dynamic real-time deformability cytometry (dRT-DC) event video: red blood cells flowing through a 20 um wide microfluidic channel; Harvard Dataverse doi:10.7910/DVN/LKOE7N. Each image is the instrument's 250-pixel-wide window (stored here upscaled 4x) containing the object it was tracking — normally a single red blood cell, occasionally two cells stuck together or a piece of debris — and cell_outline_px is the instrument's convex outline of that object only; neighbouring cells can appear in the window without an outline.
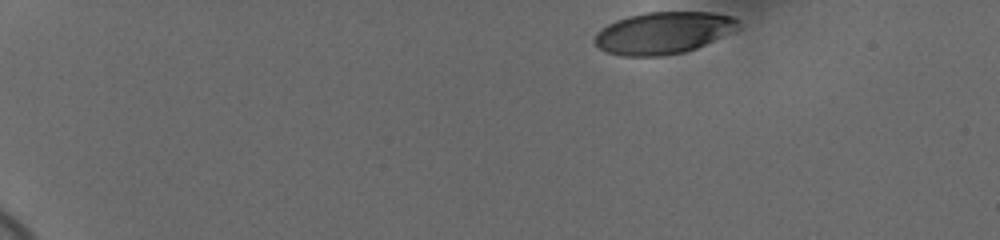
{"species": "human", "species_latin": "Homo sapiens", "temperature_condition": "cold", "stored_images_in_passage": 42, "camera_frame_rate_fps": 3000, "um_per_image_px": 0.085, "donor": {"sex": "female"}, "frame": {"image": 1, "passage_image": 1, "time_ms": 0.0, "image_size_px": [1000, 240], "cell_outline_px": [[736, 28], [696, 48], [684, 52], [660, 56], [624, 56], [608, 52], [600, 48], [592, 40], [596, 32], [608, 24], [616, 20], [628, 16], [644, 12], [712, 12], [732, 16], [736, 20]], "centroid_in_image_um": [56.29, 2.79], "position_along_channel_um": 28.7, "area_um2": 34.56}}
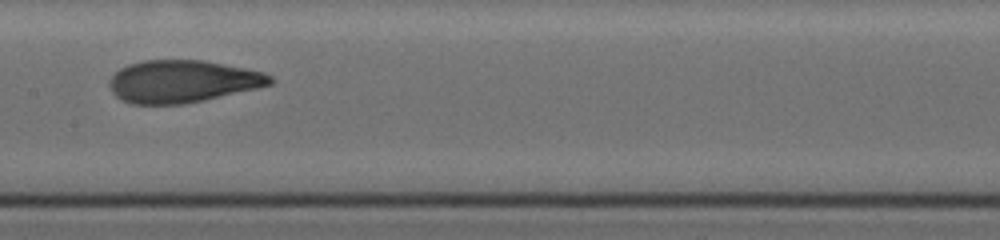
{"frame": {"image": 2, "passage_image": 24, "time_ms": 7.667, "image_size_px": [1000, 240], "cell_outline_px": [[276, 80], [272, 84], [256, 88], [204, 100], [184, 104], [132, 104], [120, 100], [112, 92], [108, 84], [108, 80], [120, 68], [128, 64], [144, 60], [204, 60], [264, 72], [272, 76]], "centroid_in_image_um": [15.49, 6.92], "position_along_channel_um": 191.9, "area_um2": 39.82}}
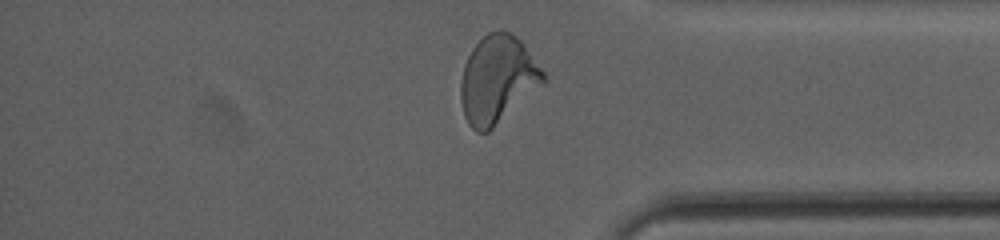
{"frame": {"image": 3, "passage_image": 41, "time_ms": 13.333, "image_size_px": [1000, 240], "cell_outline_px": [[544, 84], [488, 132], [476, 132], [468, 124], [464, 116], [460, 100], [460, 84], [464, 64], [472, 48], [488, 32], [512, 32], [524, 44], [544, 72]], "centroid_in_image_um": [42.27, 6.78], "position_along_channel_um": 392.9, "area_um2": 41.91}, "authors_computed_cell_mechanics": {"area_um2": 39.304, "velocity_mm_per_s": 3.6631, "shape_relaxation_time_tau1_ms": 5.5569, "shape_relaxation_time_tau2_ms": 1.1968, "deformation_change_tau1": 0.2211, "deformation_change_tau2": 0.0715}}